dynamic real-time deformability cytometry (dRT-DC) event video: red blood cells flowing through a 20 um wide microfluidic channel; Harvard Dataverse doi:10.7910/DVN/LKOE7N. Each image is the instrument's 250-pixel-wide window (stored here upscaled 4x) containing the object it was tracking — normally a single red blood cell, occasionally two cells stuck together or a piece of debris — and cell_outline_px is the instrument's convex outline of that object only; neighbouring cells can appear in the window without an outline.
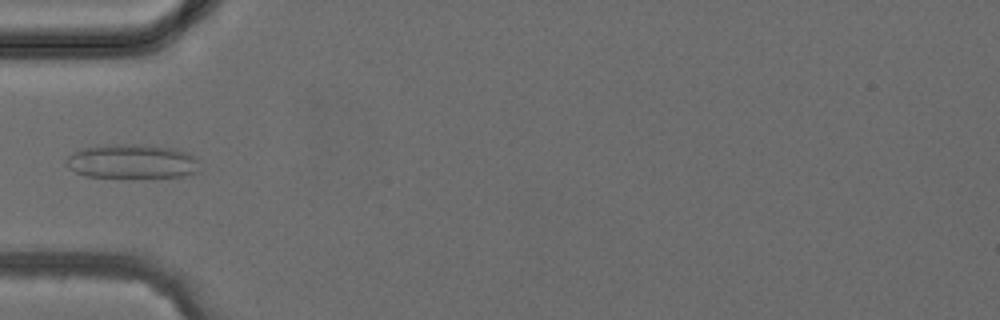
{"species": "common noctule bat (a hibernating species)", "species_latin": "Nyctalus noctula", "temperature_condition": "cold", "stored_images_in_passage": 3, "camera_frame_rate_fps": 3000, "um_per_image_px": 0.085, "animal": {"sex": "female", "body_mass_g": 24.6, "forearm_length_mm": 56.2}, "frame": {"image": 1, "passage_image": 3, "time_ms": 2.333, "image_size_px": [1000, 320], "cell_outline_px": [[200, 172], [184, 176], [88, 176], [76, 172], [68, 168], [64, 160], [72, 152], [80, 148], [96, 144], [148, 144], [176, 148], [188, 152], [196, 156]], "centroid_in_image_um": [11.22, 13.67], "position_along_channel_um": 73.8, "area_um2": 26.99}}